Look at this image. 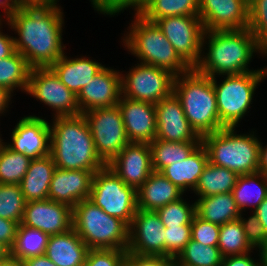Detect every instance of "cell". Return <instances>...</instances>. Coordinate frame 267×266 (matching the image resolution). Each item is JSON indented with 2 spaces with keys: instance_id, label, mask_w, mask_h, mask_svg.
<instances>
[{
  "instance_id": "cell-20",
  "label": "cell",
  "mask_w": 267,
  "mask_h": 266,
  "mask_svg": "<svg viewBox=\"0 0 267 266\" xmlns=\"http://www.w3.org/2000/svg\"><path fill=\"white\" fill-rule=\"evenodd\" d=\"M121 76L117 70L104 66L77 95L80 112L117 105L122 95Z\"/></svg>"
},
{
  "instance_id": "cell-1",
  "label": "cell",
  "mask_w": 267,
  "mask_h": 266,
  "mask_svg": "<svg viewBox=\"0 0 267 266\" xmlns=\"http://www.w3.org/2000/svg\"><path fill=\"white\" fill-rule=\"evenodd\" d=\"M57 5L23 4L7 19L14 37L15 50L31 68L51 67L63 56V11ZM64 48V49H63Z\"/></svg>"
},
{
  "instance_id": "cell-8",
  "label": "cell",
  "mask_w": 267,
  "mask_h": 266,
  "mask_svg": "<svg viewBox=\"0 0 267 266\" xmlns=\"http://www.w3.org/2000/svg\"><path fill=\"white\" fill-rule=\"evenodd\" d=\"M215 77H212V83L216 93L219 120L225 128H235L249 112L257 84L267 77V73L251 71L226 75L220 84H217Z\"/></svg>"
},
{
  "instance_id": "cell-59",
  "label": "cell",
  "mask_w": 267,
  "mask_h": 266,
  "mask_svg": "<svg viewBox=\"0 0 267 266\" xmlns=\"http://www.w3.org/2000/svg\"><path fill=\"white\" fill-rule=\"evenodd\" d=\"M10 253V250L0 243V261L4 259L8 254Z\"/></svg>"
},
{
  "instance_id": "cell-31",
  "label": "cell",
  "mask_w": 267,
  "mask_h": 266,
  "mask_svg": "<svg viewBox=\"0 0 267 266\" xmlns=\"http://www.w3.org/2000/svg\"><path fill=\"white\" fill-rule=\"evenodd\" d=\"M202 141L172 142L154 139L149 143L153 171L188 158Z\"/></svg>"
},
{
  "instance_id": "cell-36",
  "label": "cell",
  "mask_w": 267,
  "mask_h": 266,
  "mask_svg": "<svg viewBox=\"0 0 267 266\" xmlns=\"http://www.w3.org/2000/svg\"><path fill=\"white\" fill-rule=\"evenodd\" d=\"M222 259L218 247L205 246L191 239L174 259V266H219Z\"/></svg>"
},
{
  "instance_id": "cell-9",
  "label": "cell",
  "mask_w": 267,
  "mask_h": 266,
  "mask_svg": "<svg viewBox=\"0 0 267 266\" xmlns=\"http://www.w3.org/2000/svg\"><path fill=\"white\" fill-rule=\"evenodd\" d=\"M89 199L106 214L129 226L138 209L137 190L127 186L108 166L94 173Z\"/></svg>"
},
{
  "instance_id": "cell-57",
  "label": "cell",
  "mask_w": 267,
  "mask_h": 266,
  "mask_svg": "<svg viewBox=\"0 0 267 266\" xmlns=\"http://www.w3.org/2000/svg\"><path fill=\"white\" fill-rule=\"evenodd\" d=\"M260 262L261 266H267V243H265L260 249Z\"/></svg>"
},
{
  "instance_id": "cell-26",
  "label": "cell",
  "mask_w": 267,
  "mask_h": 266,
  "mask_svg": "<svg viewBox=\"0 0 267 266\" xmlns=\"http://www.w3.org/2000/svg\"><path fill=\"white\" fill-rule=\"evenodd\" d=\"M208 162L207 151L201 143L188 158L166 166L160 173L182 192L188 188L194 191Z\"/></svg>"
},
{
  "instance_id": "cell-37",
  "label": "cell",
  "mask_w": 267,
  "mask_h": 266,
  "mask_svg": "<svg viewBox=\"0 0 267 266\" xmlns=\"http://www.w3.org/2000/svg\"><path fill=\"white\" fill-rule=\"evenodd\" d=\"M218 248L223 258L252 252L239 219L220 225Z\"/></svg>"
},
{
  "instance_id": "cell-55",
  "label": "cell",
  "mask_w": 267,
  "mask_h": 266,
  "mask_svg": "<svg viewBox=\"0 0 267 266\" xmlns=\"http://www.w3.org/2000/svg\"><path fill=\"white\" fill-rule=\"evenodd\" d=\"M0 266H24V261L9 253L4 259L0 261Z\"/></svg>"
},
{
  "instance_id": "cell-3",
  "label": "cell",
  "mask_w": 267,
  "mask_h": 266,
  "mask_svg": "<svg viewBox=\"0 0 267 266\" xmlns=\"http://www.w3.org/2000/svg\"><path fill=\"white\" fill-rule=\"evenodd\" d=\"M53 120V124H49L50 155L57 168L96 173L107 166L96 152L90 127L82 113Z\"/></svg>"
},
{
  "instance_id": "cell-44",
  "label": "cell",
  "mask_w": 267,
  "mask_h": 266,
  "mask_svg": "<svg viewBox=\"0 0 267 266\" xmlns=\"http://www.w3.org/2000/svg\"><path fill=\"white\" fill-rule=\"evenodd\" d=\"M239 220L243 226L246 240L252 248L257 247L260 249L265 243H267V235L264 227L254 212L248 219L242 217L241 213Z\"/></svg>"
},
{
  "instance_id": "cell-27",
  "label": "cell",
  "mask_w": 267,
  "mask_h": 266,
  "mask_svg": "<svg viewBox=\"0 0 267 266\" xmlns=\"http://www.w3.org/2000/svg\"><path fill=\"white\" fill-rule=\"evenodd\" d=\"M55 168L50 154L31 160L26 174L19 183L26 202L48 199Z\"/></svg>"
},
{
  "instance_id": "cell-53",
  "label": "cell",
  "mask_w": 267,
  "mask_h": 266,
  "mask_svg": "<svg viewBox=\"0 0 267 266\" xmlns=\"http://www.w3.org/2000/svg\"><path fill=\"white\" fill-rule=\"evenodd\" d=\"M260 220L261 224L264 227V230L267 235V197L264 199V201L257 207L255 211H253Z\"/></svg>"
},
{
  "instance_id": "cell-14",
  "label": "cell",
  "mask_w": 267,
  "mask_h": 266,
  "mask_svg": "<svg viewBox=\"0 0 267 266\" xmlns=\"http://www.w3.org/2000/svg\"><path fill=\"white\" fill-rule=\"evenodd\" d=\"M156 211L137 209L129 227L127 252L138 255L165 256V232Z\"/></svg>"
},
{
  "instance_id": "cell-56",
  "label": "cell",
  "mask_w": 267,
  "mask_h": 266,
  "mask_svg": "<svg viewBox=\"0 0 267 266\" xmlns=\"http://www.w3.org/2000/svg\"><path fill=\"white\" fill-rule=\"evenodd\" d=\"M22 4L56 5L58 0H21Z\"/></svg>"
},
{
  "instance_id": "cell-58",
  "label": "cell",
  "mask_w": 267,
  "mask_h": 266,
  "mask_svg": "<svg viewBox=\"0 0 267 266\" xmlns=\"http://www.w3.org/2000/svg\"><path fill=\"white\" fill-rule=\"evenodd\" d=\"M145 0H128V8H134V11L144 2Z\"/></svg>"
},
{
  "instance_id": "cell-24",
  "label": "cell",
  "mask_w": 267,
  "mask_h": 266,
  "mask_svg": "<svg viewBox=\"0 0 267 266\" xmlns=\"http://www.w3.org/2000/svg\"><path fill=\"white\" fill-rule=\"evenodd\" d=\"M88 251V246L72 228L49 236L45 255L57 266H83Z\"/></svg>"
},
{
  "instance_id": "cell-32",
  "label": "cell",
  "mask_w": 267,
  "mask_h": 266,
  "mask_svg": "<svg viewBox=\"0 0 267 266\" xmlns=\"http://www.w3.org/2000/svg\"><path fill=\"white\" fill-rule=\"evenodd\" d=\"M238 177L237 173L208 162L194 192L198 197L232 192Z\"/></svg>"
},
{
  "instance_id": "cell-48",
  "label": "cell",
  "mask_w": 267,
  "mask_h": 266,
  "mask_svg": "<svg viewBox=\"0 0 267 266\" xmlns=\"http://www.w3.org/2000/svg\"><path fill=\"white\" fill-rule=\"evenodd\" d=\"M250 253L242 255L227 256L222 259V266H261V262H255Z\"/></svg>"
},
{
  "instance_id": "cell-33",
  "label": "cell",
  "mask_w": 267,
  "mask_h": 266,
  "mask_svg": "<svg viewBox=\"0 0 267 266\" xmlns=\"http://www.w3.org/2000/svg\"><path fill=\"white\" fill-rule=\"evenodd\" d=\"M31 69L27 60L17 51L0 59V86L11 93L17 87L27 92Z\"/></svg>"
},
{
  "instance_id": "cell-10",
  "label": "cell",
  "mask_w": 267,
  "mask_h": 266,
  "mask_svg": "<svg viewBox=\"0 0 267 266\" xmlns=\"http://www.w3.org/2000/svg\"><path fill=\"white\" fill-rule=\"evenodd\" d=\"M90 127L96 152L108 165L130 143L118 105L83 113Z\"/></svg>"
},
{
  "instance_id": "cell-2",
  "label": "cell",
  "mask_w": 267,
  "mask_h": 266,
  "mask_svg": "<svg viewBox=\"0 0 267 266\" xmlns=\"http://www.w3.org/2000/svg\"><path fill=\"white\" fill-rule=\"evenodd\" d=\"M205 39H208V43ZM205 43L208 47V53L206 52L205 56L201 54L199 63L194 68L203 75L214 77L215 75L226 76L251 71H265V67L257 70L248 68L254 53L264 55V50L248 28L204 31L202 52Z\"/></svg>"
},
{
  "instance_id": "cell-50",
  "label": "cell",
  "mask_w": 267,
  "mask_h": 266,
  "mask_svg": "<svg viewBox=\"0 0 267 266\" xmlns=\"http://www.w3.org/2000/svg\"><path fill=\"white\" fill-rule=\"evenodd\" d=\"M24 261V266H57L46 255L28 258Z\"/></svg>"
},
{
  "instance_id": "cell-4",
  "label": "cell",
  "mask_w": 267,
  "mask_h": 266,
  "mask_svg": "<svg viewBox=\"0 0 267 266\" xmlns=\"http://www.w3.org/2000/svg\"><path fill=\"white\" fill-rule=\"evenodd\" d=\"M173 92L181 101L185 116L199 137L225 128L219 120L212 77L191 68L174 78Z\"/></svg>"
},
{
  "instance_id": "cell-52",
  "label": "cell",
  "mask_w": 267,
  "mask_h": 266,
  "mask_svg": "<svg viewBox=\"0 0 267 266\" xmlns=\"http://www.w3.org/2000/svg\"><path fill=\"white\" fill-rule=\"evenodd\" d=\"M258 172L267 175V145L263 147L261 143L259 146Z\"/></svg>"
},
{
  "instance_id": "cell-23",
  "label": "cell",
  "mask_w": 267,
  "mask_h": 266,
  "mask_svg": "<svg viewBox=\"0 0 267 266\" xmlns=\"http://www.w3.org/2000/svg\"><path fill=\"white\" fill-rule=\"evenodd\" d=\"M61 56L50 68L60 81L75 95L104 68V65L86 57L67 58Z\"/></svg>"
},
{
  "instance_id": "cell-29",
  "label": "cell",
  "mask_w": 267,
  "mask_h": 266,
  "mask_svg": "<svg viewBox=\"0 0 267 266\" xmlns=\"http://www.w3.org/2000/svg\"><path fill=\"white\" fill-rule=\"evenodd\" d=\"M135 11L151 22L172 16H198L199 0H145Z\"/></svg>"
},
{
  "instance_id": "cell-41",
  "label": "cell",
  "mask_w": 267,
  "mask_h": 266,
  "mask_svg": "<svg viewBox=\"0 0 267 266\" xmlns=\"http://www.w3.org/2000/svg\"><path fill=\"white\" fill-rule=\"evenodd\" d=\"M165 256L175 259L191 240V225L164 228Z\"/></svg>"
},
{
  "instance_id": "cell-34",
  "label": "cell",
  "mask_w": 267,
  "mask_h": 266,
  "mask_svg": "<svg viewBox=\"0 0 267 266\" xmlns=\"http://www.w3.org/2000/svg\"><path fill=\"white\" fill-rule=\"evenodd\" d=\"M48 239L49 235L41 230L19 224L10 253L22 260L45 255Z\"/></svg>"
},
{
  "instance_id": "cell-54",
  "label": "cell",
  "mask_w": 267,
  "mask_h": 266,
  "mask_svg": "<svg viewBox=\"0 0 267 266\" xmlns=\"http://www.w3.org/2000/svg\"><path fill=\"white\" fill-rule=\"evenodd\" d=\"M12 93L6 88L0 86V114L5 113L6 108L8 109L9 102L11 101Z\"/></svg>"
},
{
  "instance_id": "cell-21",
  "label": "cell",
  "mask_w": 267,
  "mask_h": 266,
  "mask_svg": "<svg viewBox=\"0 0 267 266\" xmlns=\"http://www.w3.org/2000/svg\"><path fill=\"white\" fill-rule=\"evenodd\" d=\"M117 105L130 142L150 143L156 138L155 104L132 100L121 95Z\"/></svg>"
},
{
  "instance_id": "cell-11",
  "label": "cell",
  "mask_w": 267,
  "mask_h": 266,
  "mask_svg": "<svg viewBox=\"0 0 267 266\" xmlns=\"http://www.w3.org/2000/svg\"><path fill=\"white\" fill-rule=\"evenodd\" d=\"M121 76L122 96L153 104L173 92L175 76L169 71L139 63Z\"/></svg>"
},
{
  "instance_id": "cell-18",
  "label": "cell",
  "mask_w": 267,
  "mask_h": 266,
  "mask_svg": "<svg viewBox=\"0 0 267 266\" xmlns=\"http://www.w3.org/2000/svg\"><path fill=\"white\" fill-rule=\"evenodd\" d=\"M107 166L127 186L138 190L153 172L149 143L130 142Z\"/></svg>"
},
{
  "instance_id": "cell-35",
  "label": "cell",
  "mask_w": 267,
  "mask_h": 266,
  "mask_svg": "<svg viewBox=\"0 0 267 266\" xmlns=\"http://www.w3.org/2000/svg\"><path fill=\"white\" fill-rule=\"evenodd\" d=\"M2 141L0 137V184H19L32 159L13 151Z\"/></svg>"
},
{
  "instance_id": "cell-28",
  "label": "cell",
  "mask_w": 267,
  "mask_h": 266,
  "mask_svg": "<svg viewBox=\"0 0 267 266\" xmlns=\"http://www.w3.org/2000/svg\"><path fill=\"white\" fill-rule=\"evenodd\" d=\"M196 202V214L203 220L217 225L239 219L241 214L232 192L198 197Z\"/></svg>"
},
{
  "instance_id": "cell-22",
  "label": "cell",
  "mask_w": 267,
  "mask_h": 266,
  "mask_svg": "<svg viewBox=\"0 0 267 266\" xmlns=\"http://www.w3.org/2000/svg\"><path fill=\"white\" fill-rule=\"evenodd\" d=\"M94 172L55 168L48 199L73 208L78 202L90 198Z\"/></svg>"
},
{
  "instance_id": "cell-30",
  "label": "cell",
  "mask_w": 267,
  "mask_h": 266,
  "mask_svg": "<svg viewBox=\"0 0 267 266\" xmlns=\"http://www.w3.org/2000/svg\"><path fill=\"white\" fill-rule=\"evenodd\" d=\"M232 193L241 213L247 206L255 211L267 197V175L260 172L239 175Z\"/></svg>"
},
{
  "instance_id": "cell-16",
  "label": "cell",
  "mask_w": 267,
  "mask_h": 266,
  "mask_svg": "<svg viewBox=\"0 0 267 266\" xmlns=\"http://www.w3.org/2000/svg\"><path fill=\"white\" fill-rule=\"evenodd\" d=\"M72 208L50 199L26 202L21 225L51 235L72 229Z\"/></svg>"
},
{
  "instance_id": "cell-12",
  "label": "cell",
  "mask_w": 267,
  "mask_h": 266,
  "mask_svg": "<svg viewBox=\"0 0 267 266\" xmlns=\"http://www.w3.org/2000/svg\"><path fill=\"white\" fill-rule=\"evenodd\" d=\"M179 57L195 68L202 54L204 27L199 16H172L155 21Z\"/></svg>"
},
{
  "instance_id": "cell-60",
  "label": "cell",
  "mask_w": 267,
  "mask_h": 266,
  "mask_svg": "<svg viewBox=\"0 0 267 266\" xmlns=\"http://www.w3.org/2000/svg\"><path fill=\"white\" fill-rule=\"evenodd\" d=\"M264 56H267V48L264 50ZM265 71H266V73H267V67L265 68Z\"/></svg>"
},
{
  "instance_id": "cell-5",
  "label": "cell",
  "mask_w": 267,
  "mask_h": 266,
  "mask_svg": "<svg viewBox=\"0 0 267 266\" xmlns=\"http://www.w3.org/2000/svg\"><path fill=\"white\" fill-rule=\"evenodd\" d=\"M134 15L135 20L122 40L140 63L167 70L175 77L188 72L191 68L179 57L157 24L137 11Z\"/></svg>"
},
{
  "instance_id": "cell-7",
  "label": "cell",
  "mask_w": 267,
  "mask_h": 266,
  "mask_svg": "<svg viewBox=\"0 0 267 266\" xmlns=\"http://www.w3.org/2000/svg\"><path fill=\"white\" fill-rule=\"evenodd\" d=\"M260 143L254 131L242 135L237 134L235 128H222L202 138L208 161L238 175L258 172Z\"/></svg>"
},
{
  "instance_id": "cell-42",
  "label": "cell",
  "mask_w": 267,
  "mask_h": 266,
  "mask_svg": "<svg viewBox=\"0 0 267 266\" xmlns=\"http://www.w3.org/2000/svg\"><path fill=\"white\" fill-rule=\"evenodd\" d=\"M191 239L205 246L218 247L220 225L203 220L197 214L191 222Z\"/></svg>"
},
{
  "instance_id": "cell-17",
  "label": "cell",
  "mask_w": 267,
  "mask_h": 266,
  "mask_svg": "<svg viewBox=\"0 0 267 266\" xmlns=\"http://www.w3.org/2000/svg\"><path fill=\"white\" fill-rule=\"evenodd\" d=\"M157 131L156 138L163 141H202L192 129L182 108L181 101L172 92L155 104Z\"/></svg>"
},
{
  "instance_id": "cell-47",
  "label": "cell",
  "mask_w": 267,
  "mask_h": 266,
  "mask_svg": "<svg viewBox=\"0 0 267 266\" xmlns=\"http://www.w3.org/2000/svg\"><path fill=\"white\" fill-rule=\"evenodd\" d=\"M18 225L13 220L0 217V243L9 250L14 246Z\"/></svg>"
},
{
  "instance_id": "cell-13",
  "label": "cell",
  "mask_w": 267,
  "mask_h": 266,
  "mask_svg": "<svg viewBox=\"0 0 267 266\" xmlns=\"http://www.w3.org/2000/svg\"><path fill=\"white\" fill-rule=\"evenodd\" d=\"M26 93L53 108L54 117L81 114L77 95L60 81L50 67L31 69Z\"/></svg>"
},
{
  "instance_id": "cell-45",
  "label": "cell",
  "mask_w": 267,
  "mask_h": 266,
  "mask_svg": "<svg viewBox=\"0 0 267 266\" xmlns=\"http://www.w3.org/2000/svg\"><path fill=\"white\" fill-rule=\"evenodd\" d=\"M124 266H174V259L166 256L138 255L127 252Z\"/></svg>"
},
{
  "instance_id": "cell-15",
  "label": "cell",
  "mask_w": 267,
  "mask_h": 266,
  "mask_svg": "<svg viewBox=\"0 0 267 266\" xmlns=\"http://www.w3.org/2000/svg\"><path fill=\"white\" fill-rule=\"evenodd\" d=\"M204 30H242L248 28L249 0H199Z\"/></svg>"
},
{
  "instance_id": "cell-25",
  "label": "cell",
  "mask_w": 267,
  "mask_h": 266,
  "mask_svg": "<svg viewBox=\"0 0 267 266\" xmlns=\"http://www.w3.org/2000/svg\"><path fill=\"white\" fill-rule=\"evenodd\" d=\"M184 193L160 172L153 171L137 190V206L144 211H156L178 200Z\"/></svg>"
},
{
  "instance_id": "cell-19",
  "label": "cell",
  "mask_w": 267,
  "mask_h": 266,
  "mask_svg": "<svg viewBox=\"0 0 267 266\" xmlns=\"http://www.w3.org/2000/svg\"><path fill=\"white\" fill-rule=\"evenodd\" d=\"M12 143L6 145L13 151L23 153L31 159L50 154V126L42 117L24 116L14 127Z\"/></svg>"
},
{
  "instance_id": "cell-39",
  "label": "cell",
  "mask_w": 267,
  "mask_h": 266,
  "mask_svg": "<svg viewBox=\"0 0 267 266\" xmlns=\"http://www.w3.org/2000/svg\"><path fill=\"white\" fill-rule=\"evenodd\" d=\"M182 198L156 210L165 227L191 225L192 219L196 214V202L190 205Z\"/></svg>"
},
{
  "instance_id": "cell-38",
  "label": "cell",
  "mask_w": 267,
  "mask_h": 266,
  "mask_svg": "<svg viewBox=\"0 0 267 266\" xmlns=\"http://www.w3.org/2000/svg\"><path fill=\"white\" fill-rule=\"evenodd\" d=\"M26 200L19 184H0V217L21 223Z\"/></svg>"
},
{
  "instance_id": "cell-46",
  "label": "cell",
  "mask_w": 267,
  "mask_h": 266,
  "mask_svg": "<svg viewBox=\"0 0 267 266\" xmlns=\"http://www.w3.org/2000/svg\"><path fill=\"white\" fill-rule=\"evenodd\" d=\"M96 11L105 15H117L128 8V0H90Z\"/></svg>"
},
{
  "instance_id": "cell-49",
  "label": "cell",
  "mask_w": 267,
  "mask_h": 266,
  "mask_svg": "<svg viewBox=\"0 0 267 266\" xmlns=\"http://www.w3.org/2000/svg\"><path fill=\"white\" fill-rule=\"evenodd\" d=\"M15 51L14 37L1 32L0 27V59L11 56Z\"/></svg>"
},
{
  "instance_id": "cell-6",
  "label": "cell",
  "mask_w": 267,
  "mask_h": 266,
  "mask_svg": "<svg viewBox=\"0 0 267 266\" xmlns=\"http://www.w3.org/2000/svg\"><path fill=\"white\" fill-rule=\"evenodd\" d=\"M72 228L89 249L126 250L129 244V225L106 214L89 198L72 208Z\"/></svg>"
},
{
  "instance_id": "cell-40",
  "label": "cell",
  "mask_w": 267,
  "mask_h": 266,
  "mask_svg": "<svg viewBox=\"0 0 267 266\" xmlns=\"http://www.w3.org/2000/svg\"><path fill=\"white\" fill-rule=\"evenodd\" d=\"M248 29L256 37L260 47L267 48V0H249Z\"/></svg>"
},
{
  "instance_id": "cell-51",
  "label": "cell",
  "mask_w": 267,
  "mask_h": 266,
  "mask_svg": "<svg viewBox=\"0 0 267 266\" xmlns=\"http://www.w3.org/2000/svg\"><path fill=\"white\" fill-rule=\"evenodd\" d=\"M22 4L21 0H0V7L4 9L6 20L11 16V14ZM1 17V15H0Z\"/></svg>"
},
{
  "instance_id": "cell-43",
  "label": "cell",
  "mask_w": 267,
  "mask_h": 266,
  "mask_svg": "<svg viewBox=\"0 0 267 266\" xmlns=\"http://www.w3.org/2000/svg\"><path fill=\"white\" fill-rule=\"evenodd\" d=\"M126 254V250L89 249L83 266H124Z\"/></svg>"
}]
</instances>
